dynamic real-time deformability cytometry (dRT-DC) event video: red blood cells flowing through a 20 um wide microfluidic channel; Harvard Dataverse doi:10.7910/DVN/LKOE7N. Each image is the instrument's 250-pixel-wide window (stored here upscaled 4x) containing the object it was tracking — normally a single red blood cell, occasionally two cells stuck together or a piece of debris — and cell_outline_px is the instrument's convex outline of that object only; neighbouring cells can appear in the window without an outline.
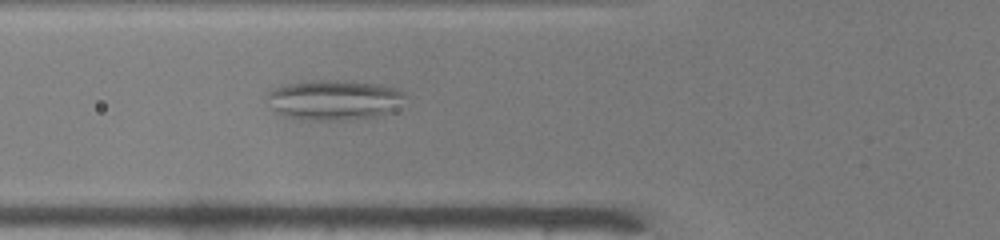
{"species": "common noctule bat (a hibernating species)", "species_latin": "Nyctalus noctula", "temperature_condition": "warm", "stored_images_in_passage": 36, "camera_frame_rate_fps": 3000, "um_per_image_px": 0.085, "animal": {"sex": "male", "body_mass_g": 19.0, "forearm_length_mm": 50.8}, "frame": {"image": 1, "passage_image": 6, "time_ms": 1.667, "image_size_px": [1000, 240], "cell_outline_px": [[404, 96], [372, 116], [340, 120], [312, 120], [284, 116], [276, 108], [268, 96], [268, 92], [276, 88], [288, 84], [312, 80], [344, 80], [372, 84], [392, 88], [400, 92]], "centroid_in_image_um": [28.23, 8.46], "position_along_channel_um": 97.6, "area_um2": 30.0}}
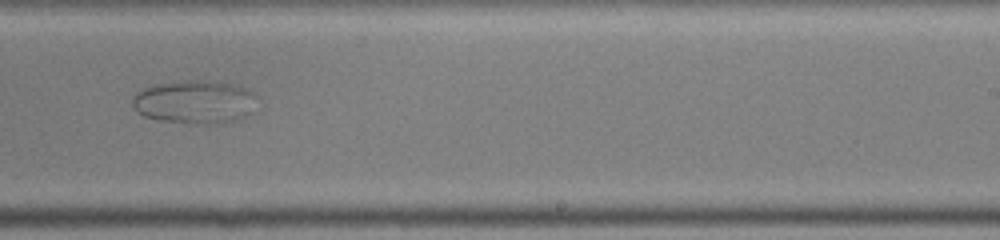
{"frame": {"image": 2, "passage_image": 19, "time_ms": 6.0, "image_size_px": [1000, 240], "cell_outline_px": [[252, 112], [248, 116], [236, 120], [160, 120], [144, 116], [132, 104], [132, 100], [144, 88], [156, 84], [188, 80], [200, 80], [232, 84], [244, 88], [252, 92]], "centroid_in_image_um": [16.52, 8.6], "position_along_channel_um": 272.5, "area_um2": 29.48}}
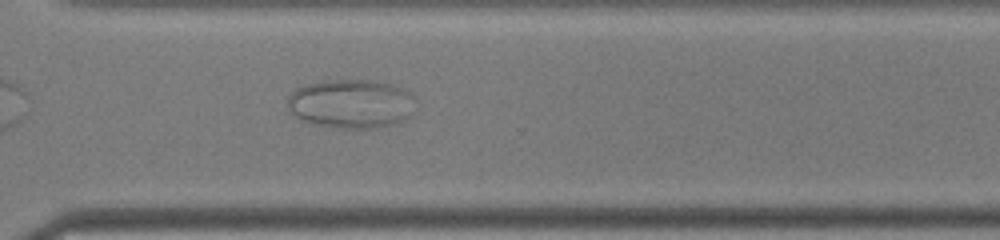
{"frame": {"image": 3, "passage_image": 24, "time_ms": 7.667, "image_size_px": [1000, 240], "cell_outline_px": [[412, 96], [408, 116], [404, 120], [380, 128], [344, 128], [312, 124], [296, 116], [288, 108], [288, 96], [296, 88], [304, 84], [320, 80], [368, 80], [392, 84], [400, 88]], "centroid_in_image_um": [29.76, 8.81], "position_along_channel_um": 340.8, "area_um2": 36.07}}